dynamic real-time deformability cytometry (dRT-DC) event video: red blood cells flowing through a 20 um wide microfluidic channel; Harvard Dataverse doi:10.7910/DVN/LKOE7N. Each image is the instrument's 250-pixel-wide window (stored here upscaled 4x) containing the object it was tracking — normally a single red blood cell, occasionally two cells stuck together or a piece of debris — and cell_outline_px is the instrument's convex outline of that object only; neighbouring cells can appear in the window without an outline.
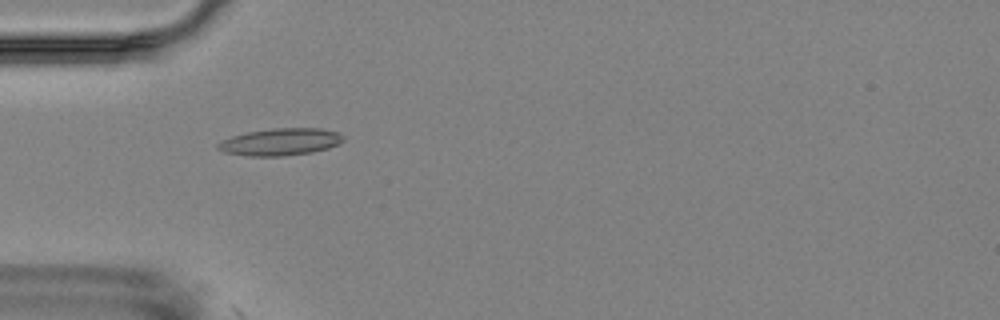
{"species": "Egyptian fruit bat (a non-hibernating species)", "species_latin": "Rousettus aegyptiacus", "temperature_condition": "room temperature", "stored_images_in_passage": 12, "camera_frame_rate_fps": 3000, "um_per_image_px": 0.085, "animal": {"sex": "female"}, "frame": {"image": 1, "passage_image": 1, "time_ms": 0.0, "image_size_px": [1000, 320], "cell_outline_px": [[344, 140], [340, 144], [328, 148], [312, 152], [284, 156], [248, 156], [224, 152], [216, 148], [216, 144], [220, 140], [232, 136], [248, 132], [272, 128], [320, 128], [336, 132], [344, 136]], "centroid_in_image_um": [23.82, 12.06], "position_along_channel_um": 61.2, "area_um2": 19.94}}
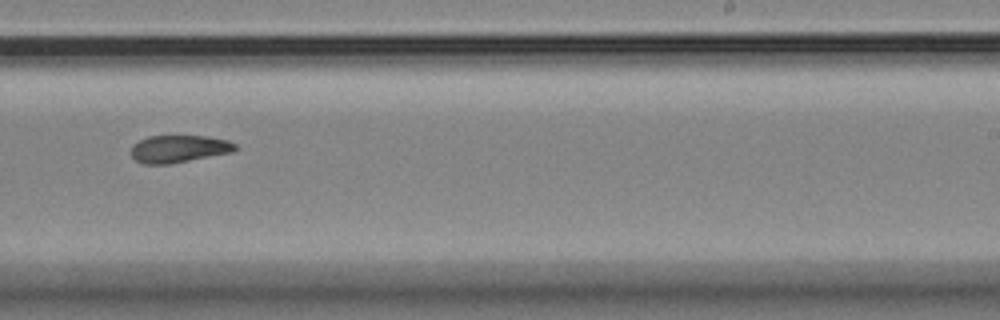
{"frame": {"image": 2, "passage_image": 6, "time_ms": 6.0, "image_size_px": [1000, 320], "cell_outline_px": [[236, 148], [232, 152], [168, 164], [144, 164], [136, 160], [132, 156], [132, 144], [148, 136], [208, 136], [228, 140], [236, 144]], "centroid_in_image_um": [15.19, 12.64], "position_along_channel_um": 273.8, "area_um2": 16.47}}
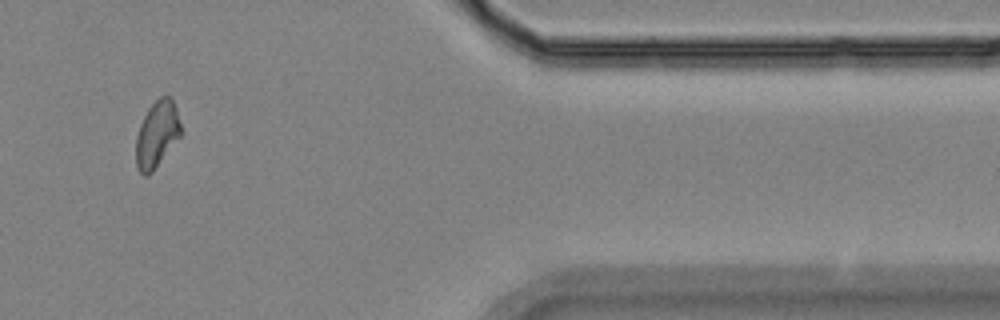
{"frame": {"image": 3, "passage_image": 10, "time_ms": 10.333, "image_size_px": [1000, 320], "cell_outline_px": [[180, 136], [152, 172], [148, 176], [144, 176], [136, 168], [136, 136], [140, 124], [148, 108], [160, 96], [168, 96], [172, 100], [176, 108], [180, 124]], "centroid_in_image_um": [13.31, 11.43], "position_along_channel_um": 398.1, "area_um2": 17.17}, "authors_computed_cell_mechanics": {"area_um2": 17.6001, "velocity_mm_per_s": 3.5746, "shape_relaxation_time_tau1_ms": 4.4964, "shape_relaxation_time_tau2_ms": 3.4073, "deformation_change_tau1": 0.1075, "deformation_change_tau2": 0.082}}